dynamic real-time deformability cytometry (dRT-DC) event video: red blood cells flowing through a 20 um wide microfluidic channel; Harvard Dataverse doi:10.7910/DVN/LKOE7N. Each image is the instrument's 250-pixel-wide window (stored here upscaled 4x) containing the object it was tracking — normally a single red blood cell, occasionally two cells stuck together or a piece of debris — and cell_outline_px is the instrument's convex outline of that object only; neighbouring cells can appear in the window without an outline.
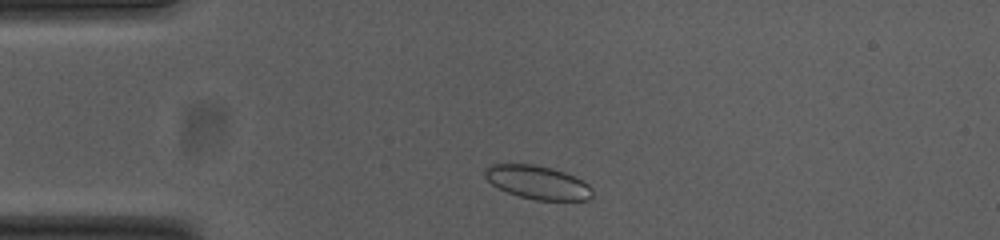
{"species": "common noctule bat (a hibernating species)", "species_latin": "Nyctalus noctula", "temperature_condition": "cold", "stored_images_in_passage": 39, "camera_frame_rate_fps": 3000, "um_per_image_px": 0.085, "animal": {"sex": "female", "body_mass_g": 23.0, "forearm_length_mm": 53.4}, "frame": {"image": 1, "passage_image": 4, "time_ms": 1.0, "image_size_px": [1000, 240], "cell_outline_px": [[592, 196], [588, 200], [536, 200], [520, 196], [496, 188], [484, 176], [484, 168], [492, 164], [536, 164], [552, 168], [564, 172], [588, 184], [592, 188]], "centroid_in_image_um": [45.66, 15.5], "position_along_channel_um": 39.3, "area_um2": 20.92}}
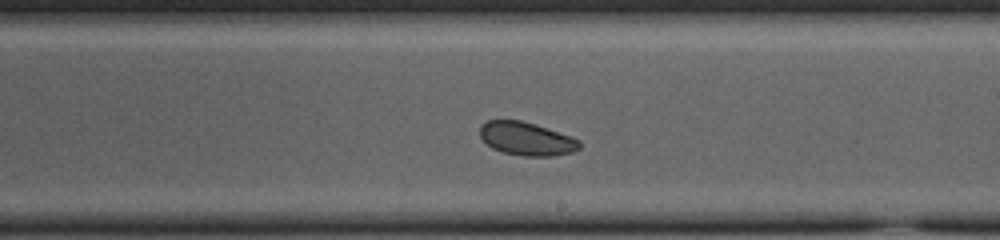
{"frame": {"image": 2, "passage_image": 23, "time_ms": 7.333, "image_size_px": [1000, 240], "cell_outline_px": [[580, 148], [572, 152], [552, 156], [524, 156], [504, 152], [492, 148], [480, 136], [480, 128], [488, 120], [520, 120], [572, 136], [580, 140]], "centroid_in_image_um": [44.78, 11.8], "position_along_channel_um": 244.2, "area_um2": 19.07}}
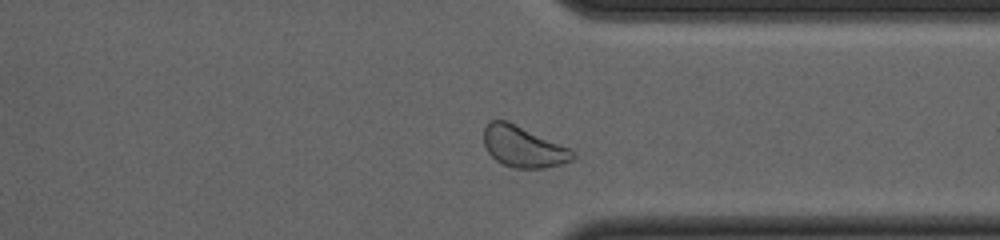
{"frame": {"image": 3, "passage_image": 33, "time_ms": 10.667, "image_size_px": [1000, 240], "cell_outline_px": [[576, 156], [572, 160], [560, 164], [544, 168], [516, 168], [504, 164], [496, 160], [488, 152], [484, 144], [484, 128], [492, 120], [508, 120], [572, 148], [576, 152]], "centroid_in_image_um": [44.52, 12.46], "position_along_channel_um": 366.9, "area_um2": 21.5}, "authors_computed_cell_mechanics": {"area_um2": 20.1144, "velocity_mm_per_s": 3.7008, "shape_relaxation_time_tau1_ms": 1.42, "shape_relaxation_time_tau2_ms": null, "deformation_change_tau1": 0.0618, "deformation_change_tau2": null}}